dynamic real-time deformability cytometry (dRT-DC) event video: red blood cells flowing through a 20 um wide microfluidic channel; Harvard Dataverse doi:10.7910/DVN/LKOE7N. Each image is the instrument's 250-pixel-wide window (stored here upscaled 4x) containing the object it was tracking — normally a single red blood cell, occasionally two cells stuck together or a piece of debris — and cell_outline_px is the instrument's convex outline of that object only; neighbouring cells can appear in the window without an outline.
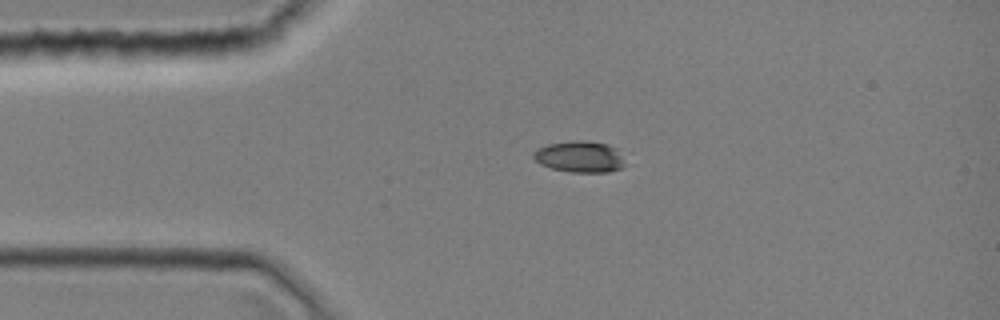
{"species": "common noctule bat (a hibernating species)", "species_latin": "Nyctalus noctula", "temperature_condition": "room temperature", "stored_images_in_passage": 1, "camera_frame_rate_fps": 3000, "um_per_image_px": 0.085, "animal": {"sex": "female", "body_mass_g": 19.0, "forearm_length_mm": 51.5}, "frame": {"image": 1, "passage_image": 1, "time_ms": 0.0, "image_size_px": [1000, 320], "cell_outline_px": [[628, 164], [620, 168], [608, 172], [572, 172], [552, 168], [540, 164], [532, 156], [540, 148], [548, 144], [572, 140], [588, 140], [608, 144], [616, 148]], "centroid_in_image_um": [49.34, 13.31], "position_along_channel_um": 35.7, "area_um2": 16.76}}